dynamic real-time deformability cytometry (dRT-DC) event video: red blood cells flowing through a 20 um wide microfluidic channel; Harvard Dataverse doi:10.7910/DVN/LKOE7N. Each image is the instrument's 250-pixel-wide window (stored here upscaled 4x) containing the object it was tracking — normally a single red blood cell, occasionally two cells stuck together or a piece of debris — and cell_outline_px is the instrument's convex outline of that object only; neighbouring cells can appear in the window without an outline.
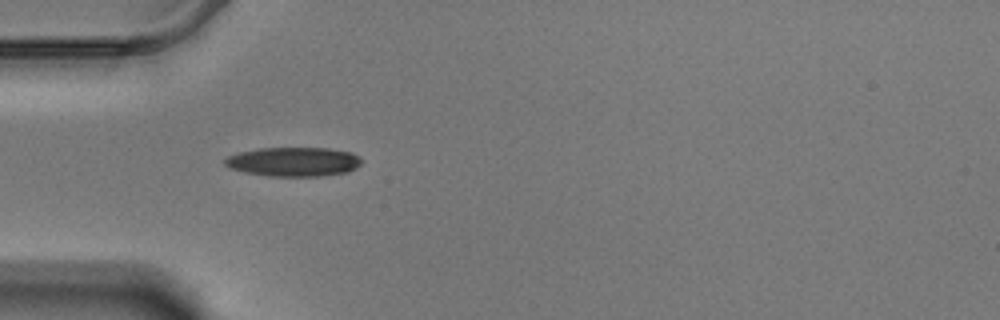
{"species": "Egyptian fruit bat (a non-hibernating species)", "species_latin": "Rousettus aegyptiacus", "temperature_condition": "warm", "stored_images_in_passage": 42, "camera_frame_rate_fps": 3000, "um_per_image_px": 0.085, "animal": {"sex": "male"}, "frame": {"image": 1, "passage_image": 2, "time_ms": 0.333, "image_size_px": [1000, 320], "cell_outline_px": [[360, 164], [356, 168], [348, 172], [320, 176], [268, 176], [244, 172], [228, 168], [224, 164], [224, 160], [228, 156], [240, 152], [260, 148], [328, 148], [352, 152], [360, 156]], "centroid_in_image_um": [24.95, 13.75], "position_along_channel_um": 60.0, "area_um2": 23.35}}
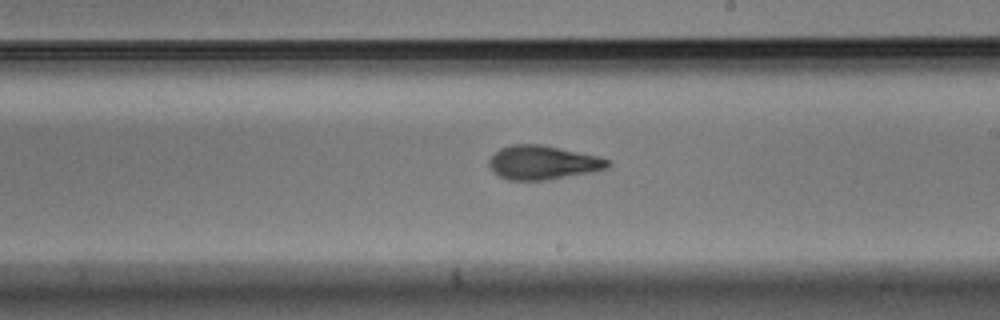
{"frame": {"image": 2, "passage_image": 18, "time_ms": 5.667, "image_size_px": [1000, 320], "cell_outline_px": [[612, 164], [608, 168], [592, 172], [544, 180], [508, 180], [492, 172], [488, 164], [488, 160], [500, 148], [512, 144], [540, 144], [600, 156], [612, 160]], "centroid_in_image_um": [46.17, 13.81], "position_along_channel_um": 242.8, "area_um2": 23.64}}
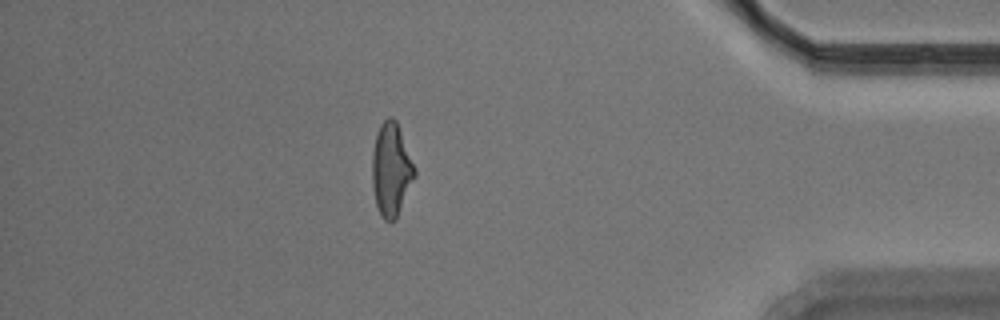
{"frame": {"image": 3, "passage_image": 35, "time_ms": 11.333, "image_size_px": [1000, 320], "cell_outline_px": [[416, 176], [396, 220], [384, 220], [376, 204], [372, 184], [372, 152], [376, 132], [380, 124], [388, 116], [392, 116], [396, 120], [416, 172]], "centroid_in_image_um": [33.24, 14.41], "position_along_channel_um": 402.0, "area_um2": 22.95}, "authors_computed_cell_mechanics": {"area_um2": 23.12, "velocity_mm_per_s": 3.4731, "shape_relaxation_time_tau1_ms": 5.1482, "shape_relaxation_time_tau2_ms": 2.0311, "deformation_change_tau1": 0.1714, "deformation_change_tau2": 0.0994}}